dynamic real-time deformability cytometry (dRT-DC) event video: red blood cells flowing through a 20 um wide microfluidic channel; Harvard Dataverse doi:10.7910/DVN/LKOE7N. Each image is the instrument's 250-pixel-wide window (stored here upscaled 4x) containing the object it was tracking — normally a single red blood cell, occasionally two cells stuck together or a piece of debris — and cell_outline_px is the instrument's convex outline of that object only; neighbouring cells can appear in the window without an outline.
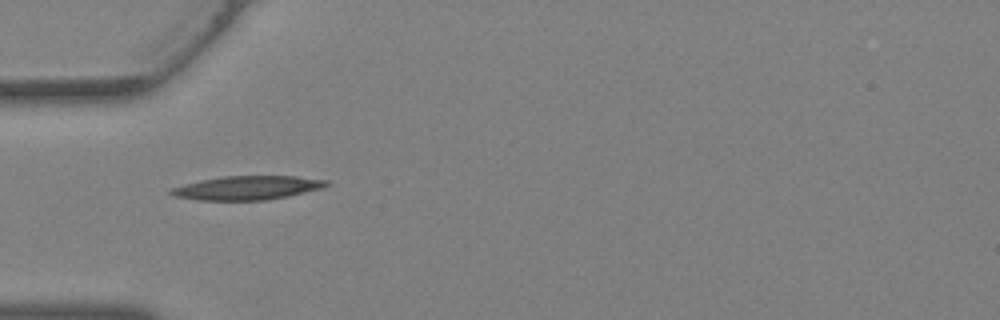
{"species": "Egyptian fruit bat (a non-hibernating species)", "species_latin": "Rousettus aegyptiacus", "temperature_condition": "warm", "stored_images_in_passage": 27, "camera_frame_rate_fps": 3000, "um_per_image_px": 0.085, "animal": {"sex": "female"}, "frame": {"image": 1, "passage_image": 1, "time_ms": 0.0, "image_size_px": [1000, 320], "cell_outline_px": [[332, 184], [324, 188], [288, 196], [268, 200], [200, 200], [176, 196], [168, 192], [168, 188], [200, 180], [224, 176], [296, 176], [328, 180]], "centroid_in_image_um": [21.06, 15.96], "position_along_channel_um": 63.9, "area_um2": 21.73}}
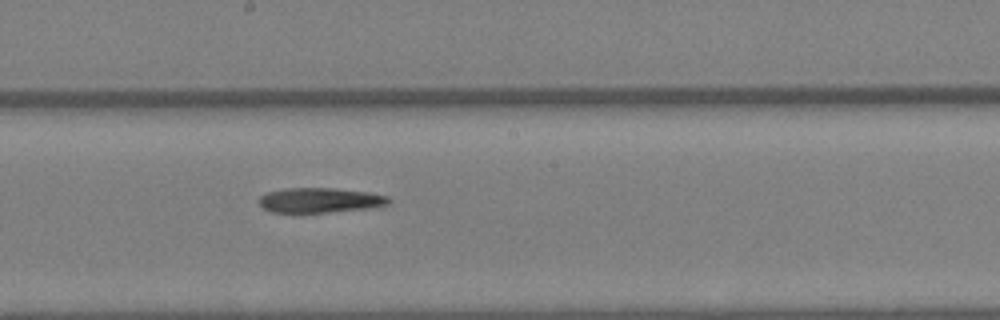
{"frame": {"image": 2, "passage_image": 10, "time_ms": 3.0, "image_size_px": [1000, 320], "cell_outline_px": [[392, 200], [388, 204], [368, 208], [328, 212], [272, 212], [264, 208], [256, 200], [260, 196], [268, 192], [288, 188], [336, 188], [368, 192], [388, 196]], "centroid_in_image_um": [27.19, 17.01], "position_along_channel_um": 221.0, "area_um2": 18.73}}
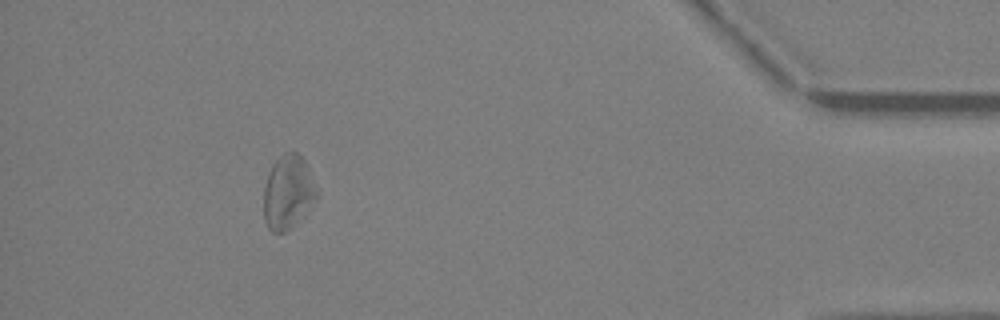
{"frame": {"image": 3, "passage_image": 24, "time_ms": 7.667, "image_size_px": [1000, 320], "cell_outline_px": [[316, 196], [304, 216], [284, 232], [272, 232], [268, 228], [264, 220], [264, 184], [268, 172], [272, 164], [284, 152], [296, 152], [304, 160], [316, 192]], "centroid_in_image_um": [24.42, 16.35], "position_along_channel_um": 410.8, "area_um2": 22.31}}